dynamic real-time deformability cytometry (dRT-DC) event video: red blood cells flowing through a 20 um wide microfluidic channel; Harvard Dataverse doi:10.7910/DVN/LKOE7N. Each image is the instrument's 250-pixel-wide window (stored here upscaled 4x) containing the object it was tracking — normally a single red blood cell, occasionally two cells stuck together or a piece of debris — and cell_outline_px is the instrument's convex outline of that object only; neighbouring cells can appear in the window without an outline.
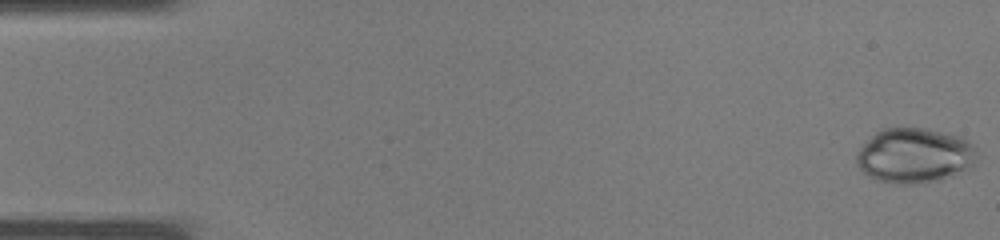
{"species": "common noctule bat (a hibernating species)", "species_latin": "Nyctalus noctula", "temperature_condition": "warm", "stored_images_in_passage": 38, "camera_frame_rate_fps": 3000, "um_per_image_px": 0.085, "animal": {"sex": "male", "body_mass_g": 19.0, "forearm_length_mm": 50.8}, "frame": {"image": 1, "passage_image": 1, "time_ms": 0.0, "image_size_px": [1000, 240], "cell_outline_px": [[980, 156], [972, 164], [940, 180], [924, 184], [896, 184], [880, 180], [864, 172], [856, 164], [856, 156], [860, 148], [876, 132], [884, 128], [924, 128], [960, 136], [968, 140], [976, 148]], "centroid_in_image_um": [77.75, 13.21], "position_along_channel_um": 7.3, "area_um2": 38.26}}
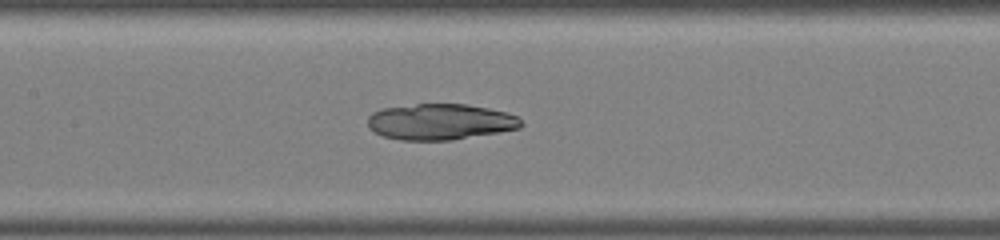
{"frame": {"image": 2, "passage_image": 18, "time_ms": 5.667, "image_size_px": [1000, 240], "cell_outline_px": [[524, 124], [520, 128], [500, 132], [452, 140], [400, 140], [384, 136], [368, 128], [368, 116], [372, 112], [380, 108], [416, 104], [468, 104], [488, 108], [520, 116]], "centroid_in_image_um": [37.44, 10.35], "position_along_channel_um": 170.0, "area_um2": 32.43}}
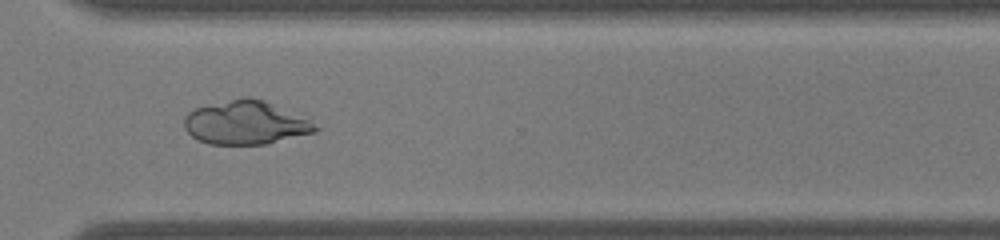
{"frame": {"image": 3, "passage_image": 28, "time_ms": 9.0, "image_size_px": [1000, 240], "cell_outline_px": [[320, 128], [312, 132], [264, 144], [208, 144], [192, 136], [184, 128], [184, 116], [188, 112], [196, 108], [244, 96], [248, 96], [264, 100], [308, 120]], "centroid_in_image_um": [20.81, 10.42], "position_along_channel_um": 349.8, "area_um2": 32.6}}